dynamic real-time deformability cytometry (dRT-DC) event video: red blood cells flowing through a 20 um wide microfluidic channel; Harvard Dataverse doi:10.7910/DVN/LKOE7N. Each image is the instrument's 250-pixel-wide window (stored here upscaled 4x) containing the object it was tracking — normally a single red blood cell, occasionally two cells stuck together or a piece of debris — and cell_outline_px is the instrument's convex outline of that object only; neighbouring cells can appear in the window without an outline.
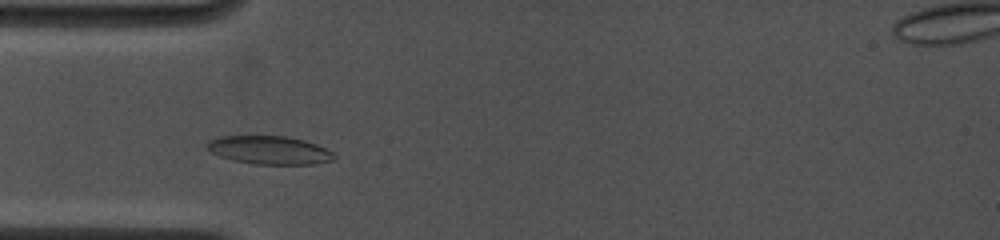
{"species": "common noctule bat (a hibernating species)", "species_latin": "Nyctalus noctula", "temperature_condition": "cold", "stored_images_in_passage": 3, "camera_frame_rate_fps": 4500, "um_per_image_px": 0.085, "animal": {"sex": "female", "body_mass_g": 19.0, "forearm_length_mm": 53.3}, "frame": {"image": 1, "passage_image": 2, "time_ms": 0.667, "image_size_px": [1000, 240], "cell_outline_px": [[336, 156], [332, 160], [316, 164], [256, 164], [232, 160], [220, 156], [212, 152], [208, 148], [208, 140], [220, 136], [284, 136], [304, 140], [316, 144], [332, 152]], "centroid_in_image_um": [22.9, 12.76], "position_along_channel_um": 62.1, "area_um2": 20.75}}
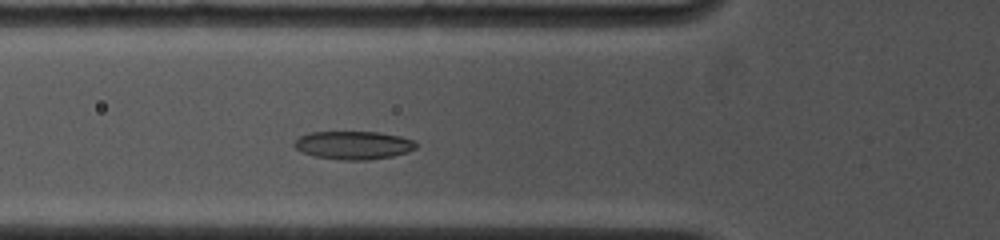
{"frame": {"image": 2, "passage_image": 3, "time_ms": 1.556, "image_size_px": [1000, 240], "cell_outline_px": [[420, 144], [416, 148], [408, 152], [392, 156], [368, 160], [340, 160], [316, 156], [300, 152], [292, 144], [300, 136], [308, 132], [376, 132], [400, 136], [416, 140]], "centroid_in_image_um": [30.07, 12.34], "position_along_channel_um": 95.7, "area_um2": 20.23}}